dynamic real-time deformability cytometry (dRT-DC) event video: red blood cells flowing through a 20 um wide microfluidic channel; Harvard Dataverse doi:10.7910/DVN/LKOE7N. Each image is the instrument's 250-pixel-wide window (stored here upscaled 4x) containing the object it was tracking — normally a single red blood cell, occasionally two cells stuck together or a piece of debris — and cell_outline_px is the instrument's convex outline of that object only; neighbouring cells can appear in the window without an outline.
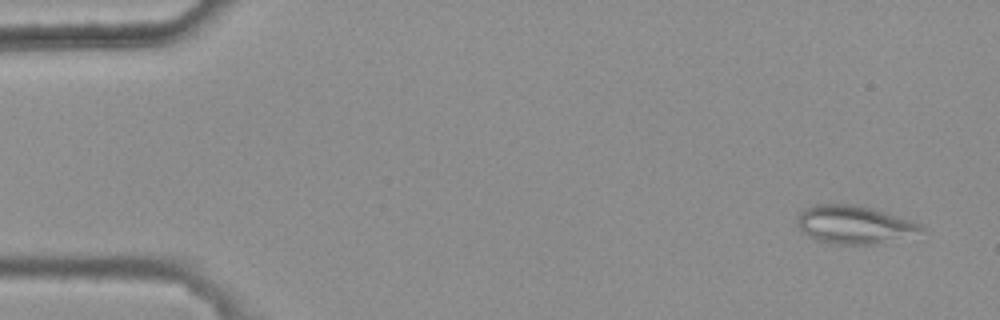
{"species": "common noctule bat (a hibernating species)", "species_latin": "Nyctalus noctula", "temperature_condition": "warm", "stored_images_in_passage": 5, "camera_frame_rate_fps": 3000, "um_per_image_px": 0.085, "animal": {"sex": "female", "body_mass_g": 25.1}, "frame": {"image": 1, "passage_image": 1, "time_ms": 0.0, "image_size_px": [1000, 320], "cell_outline_px": [[924, 228], [880, 244], [832, 244], [816, 240], [808, 236], [796, 224], [796, 220], [800, 212], [804, 208], [816, 204], [856, 204], [872, 208], [920, 224]], "centroid_in_image_um": [72.47, 19.08], "position_along_channel_um": 12.5, "area_um2": 26.93}}